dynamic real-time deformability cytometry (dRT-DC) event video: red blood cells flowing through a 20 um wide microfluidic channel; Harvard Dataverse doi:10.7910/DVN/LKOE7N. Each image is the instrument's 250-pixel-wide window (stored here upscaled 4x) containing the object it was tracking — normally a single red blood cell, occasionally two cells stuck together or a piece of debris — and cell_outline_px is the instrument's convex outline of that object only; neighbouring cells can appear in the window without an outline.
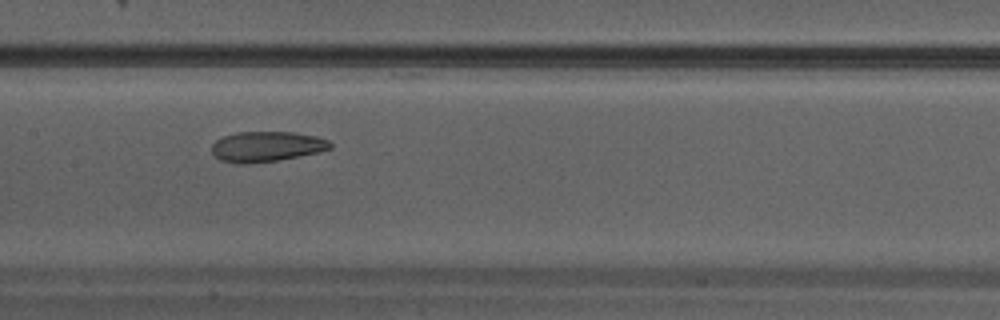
{"species": "Egyptian fruit bat (a non-hibernating species)", "species_latin": "Rousettus aegyptiacus", "temperature_condition": "warm", "stored_images_in_passage": 30, "camera_frame_rate_fps": 3000, "um_per_image_px": 0.085, "animal": {"sex": "male"}, "frame": {"image": 1, "passage_image": 13, "time_ms": 4.0, "image_size_px": [1000, 320], "cell_outline_px": [[332, 148], [316, 152], [276, 160], [248, 164], [236, 164], [220, 160], [212, 152], [212, 144], [216, 140], [224, 136], [236, 132], [292, 132], [316, 136], [328, 140], [332, 144]], "centroid_in_image_um": [22.62, 12.45], "position_along_channel_um": 184.8, "area_um2": 20.75}}
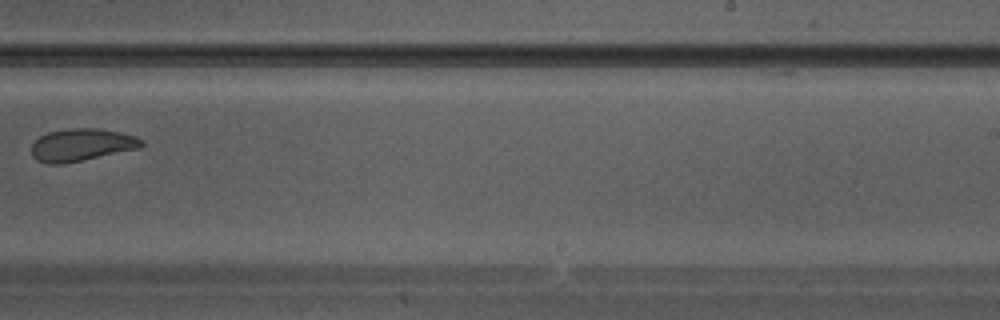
{"frame": {"image": 2, "passage_image": 18, "time_ms": 5.667, "image_size_px": [1000, 320], "cell_outline_px": [[144, 144], [140, 148], [60, 164], [48, 164], [36, 160], [32, 156], [32, 144], [40, 136], [48, 132], [68, 128], [96, 128], [136, 136], [144, 140]], "centroid_in_image_um": [6.92, 12.31], "position_along_channel_um": 282.1, "area_um2": 20.58}}